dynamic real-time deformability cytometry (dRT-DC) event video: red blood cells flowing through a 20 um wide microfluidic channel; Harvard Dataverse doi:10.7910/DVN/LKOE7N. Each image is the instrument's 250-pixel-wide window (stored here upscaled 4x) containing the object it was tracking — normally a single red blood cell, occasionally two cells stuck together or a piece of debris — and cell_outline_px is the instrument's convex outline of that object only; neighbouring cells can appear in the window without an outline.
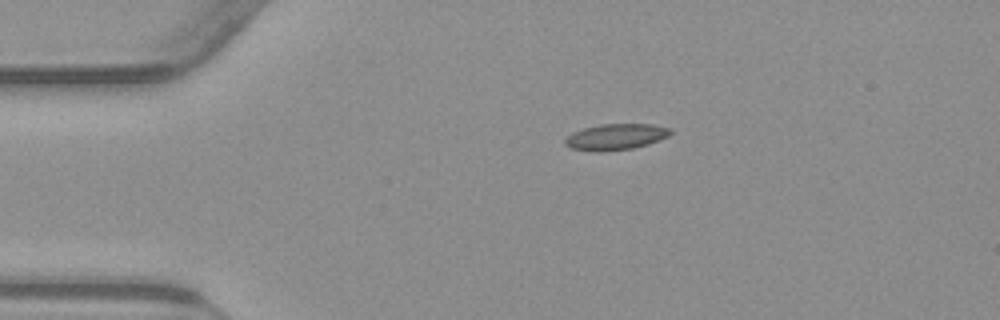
{"species": "common noctule bat (a hibernating species)", "species_latin": "Nyctalus noctula", "temperature_condition": "warm", "stored_images_in_passage": 44, "camera_frame_rate_fps": 3000, "um_per_image_px": 0.085, "animal": {"sex": "male", "body_mass_g": 23.1, "forearm_length_mm": 52.7}, "frame": {"image": 1, "passage_image": 1, "time_ms": 0.0, "image_size_px": [1000, 320], "cell_outline_px": [[672, 132], [668, 136], [648, 144], [632, 148], [600, 152], [596, 152], [572, 148], [564, 144], [564, 140], [572, 132], [584, 128], [600, 124], [652, 124], [672, 128]], "centroid_in_image_um": [52.34, 11.62], "position_along_channel_um": 32.7, "area_um2": 16.01}}
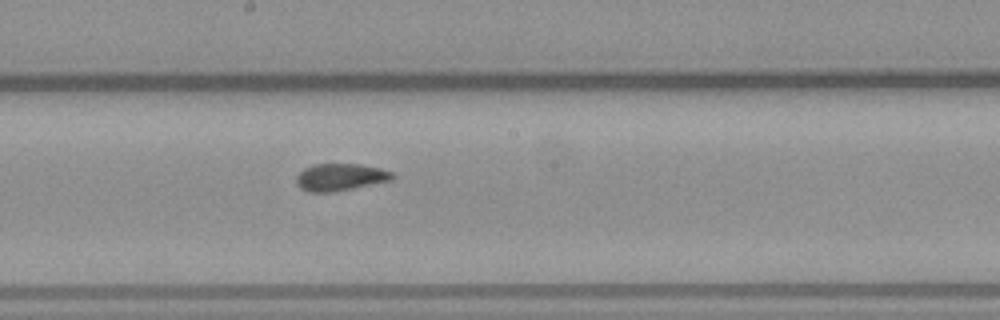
{"frame": {"image": 2, "passage_image": 19, "time_ms": 6.0, "image_size_px": [1000, 320], "cell_outline_px": [[396, 176], [392, 180], [332, 192], [308, 192], [300, 188], [296, 184], [296, 176], [304, 168], [312, 164], [360, 164], [380, 168], [392, 172]], "centroid_in_image_um": [28.91, 15.05], "position_along_channel_um": 219.3, "area_um2": 15.26}}
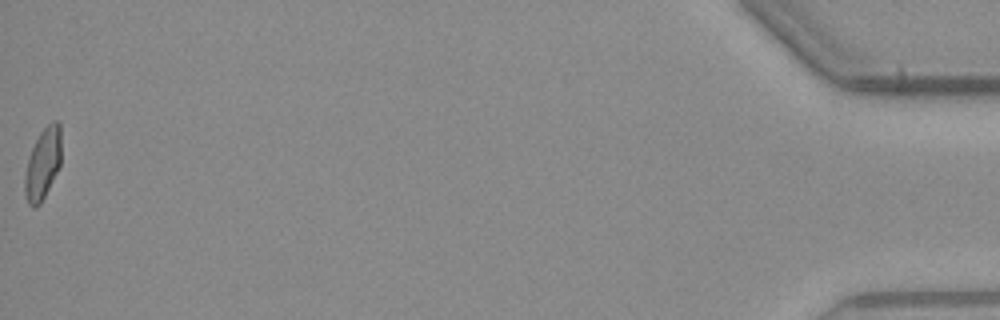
{"frame": {"image": 3, "passage_image": 44, "time_ms": 14.333, "image_size_px": [1000, 320], "cell_outline_px": [[60, 164], [40, 204], [36, 208], [32, 208], [28, 204], [24, 192], [24, 176], [28, 160], [32, 148], [40, 132], [52, 120], [56, 120], [60, 124]], "centroid_in_image_um": [3.62, 13.93], "position_along_channel_um": 431.6, "area_um2": 14.91}, "authors_computed_cell_mechanics": {"area_um2": 15.2592, "velocity_mm_per_s": 3.8438, "shape_relaxation_time_tau1_ms": null, "shape_relaxation_time_tau2_ms": 1.5266, "deformation_change_tau1": null, "deformation_change_tau2": 0.0691}}